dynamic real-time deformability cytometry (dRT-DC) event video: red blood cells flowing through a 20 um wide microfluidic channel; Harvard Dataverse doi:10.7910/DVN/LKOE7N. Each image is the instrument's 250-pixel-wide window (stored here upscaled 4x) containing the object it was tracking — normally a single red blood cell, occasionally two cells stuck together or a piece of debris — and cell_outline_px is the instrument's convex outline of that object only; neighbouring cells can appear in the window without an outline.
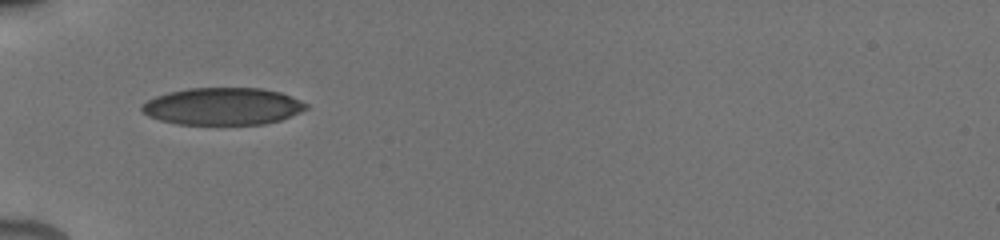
{"species": "human", "species_latin": "Homo sapiens", "temperature_condition": "cold", "stored_images_in_passage": 50, "camera_frame_rate_fps": 3000, "um_per_image_px": 0.085, "donor": {"sex": "male"}, "frame": {"image": 1, "passage_image": 1, "time_ms": 0.0, "image_size_px": [1000, 240], "cell_outline_px": [[308, 108], [300, 112], [280, 120], [264, 124], [176, 124], [160, 120], [148, 116], [140, 108], [148, 100], [156, 96], [168, 92], [188, 88], [260, 88], [280, 92], [300, 100], [308, 104]], "centroid_in_image_um": [18.94, 9.03], "position_along_channel_um": 66.1, "area_um2": 35.49}}
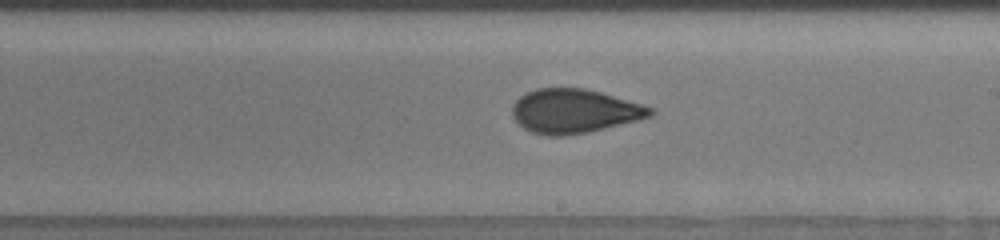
{"frame": {"image": 2, "passage_image": 26, "time_ms": 4.667, "image_size_px": [1000, 240], "cell_outline_px": [[656, 112], [652, 116], [588, 132], [564, 136], [548, 136], [532, 132], [524, 128], [512, 116], [512, 108], [516, 100], [520, 96], [536, 88], [584, 88], [600, 92], [640, 104], [652, 108]], "centroid_in_image_um": [48.79, 9.44], "position_along_channel_um": 240.2, "area_um2": 35.08}}
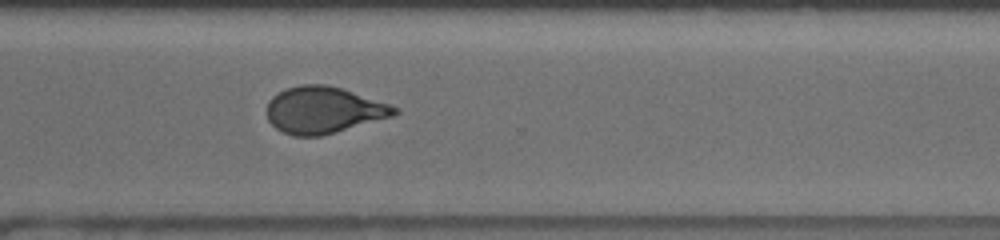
{"frame": {"image": 3, "passage_image": 40, "time_ms": 7.333, "image_size_px": [1000, 240], "cell_outline_px": [[400, 112], [392, 116], [320, 136], [292, 136], [276, 128], [268, 120], [268, 100], [272, 96], [284, 88], [300, 84], [328, 84], [400, 108]], "centroid_in_image_um": [27.46, 9.34], "position_along_channel_um": 343.1, "area_um2": 34.39}, "authors_computed_cell_mechanics": {"area_um2": 35.4892, "velocity_mm_per_s": 3.863, "shape_relaxation_time_tau1_ms": 4.5769, "shape_relaxation_time_tau2_ms": 0.98, "deformation_change_tau1": 0.1615, "deformation_change_tau2": 0.0685}}